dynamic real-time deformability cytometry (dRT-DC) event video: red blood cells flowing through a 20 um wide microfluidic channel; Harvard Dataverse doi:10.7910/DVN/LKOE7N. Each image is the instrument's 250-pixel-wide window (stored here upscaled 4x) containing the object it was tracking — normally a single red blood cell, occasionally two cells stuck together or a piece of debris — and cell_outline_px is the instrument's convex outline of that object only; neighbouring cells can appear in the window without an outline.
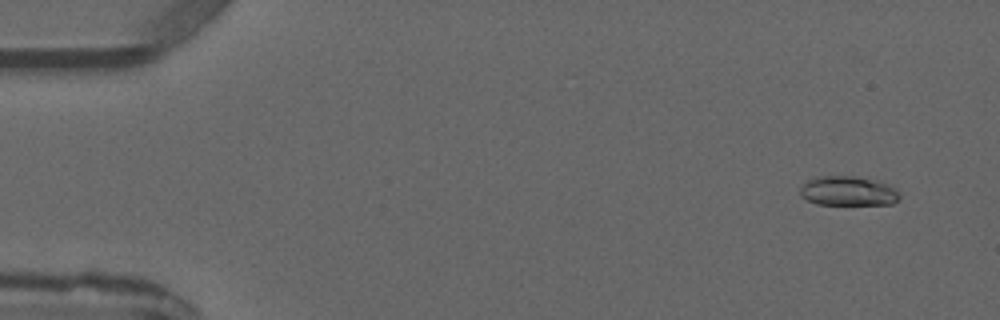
{"species": "common noctule bat (a hibernating species)", "species_latin": "Nyctalus noctula", "temperature_condition": "warm", "stored_images_in_passage": 6, "camera_frame_rate_fps": 3000, "um_per_image_px": 0.085, "animal": {"sex": "male", "forearm_length_mm": 52.5}, "frame": {"image": 1, "passage_image": 1, "time_ms": 0.0, "image_size_px": [1000, 320], "cell_outline_px": [[900, 196], [892, 204], [816, 204], [800, 196], [800, 188], [808, 180], [816, 176], [856, 176], [880, 180], [896, 188]], "centroid_in_image_um": [72.1, 16.22], "position_along_channel_um": 12.9, "area_um2": 17.22}}
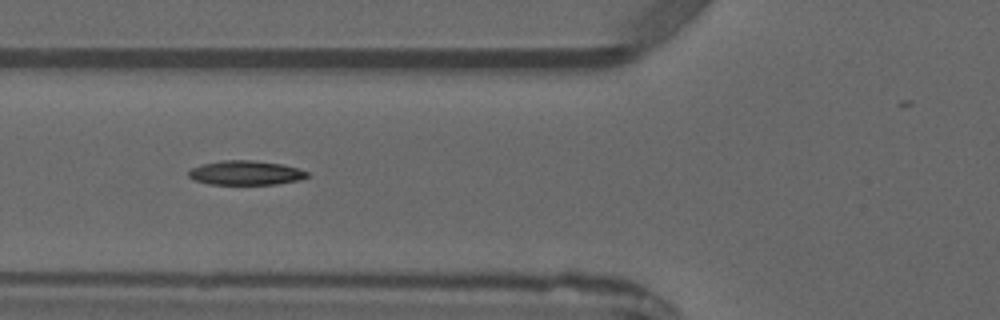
{"frame": {"image": 2, "passage_image": 5, "time_ms": 4.667, "image_size_px": [1000, 320], "cell_outline_px": [[308, 176], [300, 180], [276, 184], [208, 184], [196, 180], [188, 176], [188, 172], [192, 168], [200, 164], [224, 160], [252, 160], [280, 164], [300, 168], [308, 172]], "centroid_in_image_um": [20.89, 14.69], "position_along_channel_um": 104.9, "area_um2": 16.76}}
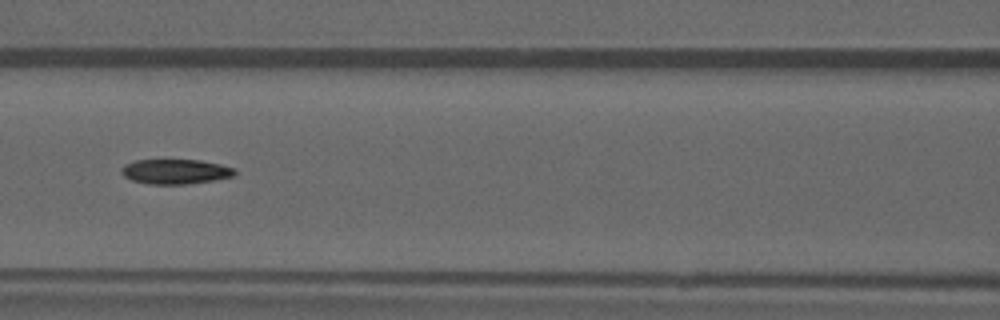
{"frame": {"image": 3, "passage_image": 6, "time_ms": 5.667, "image_size_px": [1000, 320], "cell_outline_px": [[236, 176], [188, 184], [148, 184], [132, 180], [124, 176], [120, 172], [120, 168], [124, 164], [136, 160], [200, 160], [220, 164], [232, 168], [236, 172]], "centroid_in_image_um": [14.88, 14.58], "position_along_channel_um": 151.7, "area_um2": 16.42}}